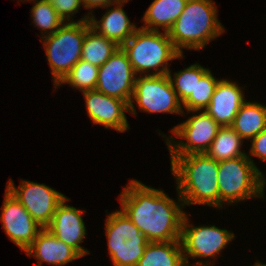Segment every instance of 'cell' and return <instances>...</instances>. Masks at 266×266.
<instances>
[{"instance_id": "6da1fadb", "label": "cell", "mask_w": 266, "mask_h": 266, "mask_svg": "<svg viewBox=\"0 0 266 266\" xmlns=\"http://www.w3.org/2000/svg\"><path fill=\"white\" fill-rule=\"evenodd\" d=\"M123 213L149 242L180 241L185 212L163 191L131 180L120 196ZM178 204V205H177Z\"/></svg>"}, {"instance_id": "7a4b0ae2", "label": "cell", "mask_w": 266, "mask_h": 266, "mask_svg": "<svg viewBox=\"0 0 266 266\" xmlns=\"http://www.w3.org/2000/svg\"><path fill=\"white\" fill-rule=\"evenodd\" d=\"M175 175L178 202L219 207L218 161L206 153L170 156Z\"/></svg>"}, {"instance_id": "3957f363", "label": "cell", "mask_w": 266, "mask_h": 266, "mask_svg": "<svg viewBox=\"0 0 266 266\" xmlns=\"http://www.w3.org/2000/svg\"><path fill=\"white\" fill-rule=\"evenodd\" d=\"M216 14L217 9L211 0H188L183 12L168 31L175 48L182 55V48L200 50L223 33V26Z\"/></svg>"}, {"instance_id": "277c9868", "label": "cell", "mask_w": 266, "mask_h": 266, "mask_svg": "<svg viewBox=\"0 0 266 266\" xmlns=\"http://www.w3.org/2000/svg\"><path fill=\"white\" fill-rule=\"evenodd\" d=\"M150 31L138 28L121 48L127 54L135 74L155 69L152 75H165L171 72L168 62L183 55L175 48L167 32ZM162 66L161 69L159 67ZM159 69V70H158ZM158 70V71H157Z\"/></svg>"}, {"instance_id": "5b68a950", "label": "cell", "mask_w": 266, "mask_h": 266, "mask_svg": "<svg viewBox=\"0 0 266 266\" xmlns=\"http://www.w3.org/2000/svg\"><path fill=\"white\" fill-rule=\"evenodd\" d=\"M249 156L218 162L219 207L255 197L264 198L266 179Z\"/></svg>"}, {"instance_id": "8992f818", "label": "cell", "mask_w": 266, "mask_h": 266, "mask_svg": "<svg viewBox=\"0 0 266 266\" xmlns=\"http://www.w3.org/2000/svg\"><path fill=\"white\" fill-rule=\"evenodd\" d=\"M88 20L87 15L77 22H66L54 34L42 37L55 87L81 59L84 37L91 28Z\"/></svg>"}, {"instance_id": "52a82bcc", "label": "cell", "mask_w": 266, "mask_h": 266, "mask_svg": "<svg viewBox=\"0 0 266 266\" xmlns=\"http://www.w3.org/2000/svg\"><path fill=\"white\" fill-rule=\"evenodd\" d=\"M105 229L108 251L114 266H137L149 243L145 235L123 211L109 214Z\"/></svg>"}, {"instance_id": "ba28073f", "label": "cell", "mask_w": 266, "mask_h": 266, "mask_svg": "<svg viewBox=\"0 0 266 266\" xmlns=\"http://www.w3.org/2000/svg\"><path fill=\"white\" fill-rule=\"evenodd\" d=\"M141 111L148 113H184L182 104L173 89L169 75L144 74L136 77L129 113L136 115L132 100Z\"/></svg>"}, {"instance_id": "9c48e42d", "label": "cell", "mask_w": 266, "mask_h": 266, "mask_svg": "<svg viewBox=\"0 0 266 266\" xmlns=\"http://www.w3.org/2000/svg\"><path fill=\"white\" fill-rule=\"evenodd\" d=\"M6 189L42 228L50 224L56 208L66 198L62 193L44 184L26 180H23L17 189L10 179Z\"/></svg>"}, {"instance_id": "30bf717a", "label": "cell", "mask_w": 266, "mask_h": 266, "mask_svg": "<svg viewBox=\"0 0 266 266\" xmlns=\"http://www.w3.org/2000/svg\"><path fill=\"white\" fill-rule=\"evenodd\" d=\"M221 127L205 111L198 115H193L185 122L176 125L172 132L177 137L184 138L188 142L180 141L175 144L167 137V145L171 156H183L195 153H205L218 130ZM173 145V146H172Z\"/></svg>"}, {"instance_id": "8fae6325", "label": "cell", "mask_w": 266, "mask_h": 266, "mask_svg": "<svg viewBox=\"0 0 266 266\" xmlns=\"http://www.w3.org/2000/svg\"><path fill=\"white\" fill-rule=\"evenodd\" d=\"M136 75L121 47L99 67L95 90L119 98L128 105L133 95Z\"/></svg>"}, {"instance_id": "7c38bea8", "label": "cell", "mask_w": 266, "mask_h": 266, "mask_svg": "<svg viewBox=\"0 0 266 266\" xmlns=\"http://www.w3.org/2000/svg\"><path fill=\"white\" fill-rule=\"evenodd\" d=\"M188 217L184 215L181 230V245L184 259L189 265L188 257H215L235 236L226 229L216 226H189ZM188 256V257H187Z\"/></svg>"}, {"instance_id": "4fadbf2b", "label": "cell", "mask_w": 266, "mask_h": 266, "mask_svg": "<svg viewBox=\"0 0 266 266\" xmlns=\"http://www.w3.org/2000/svg\"><path fill=\"white\" fill-rule=\"evenodd\" d=\"M1 210L0 220L3 223L4 231L11 241L25 251L35 240L42 227L7 189Z\"/></svg>"}, {"instance_id": "5bb4252c", "label": "cell", "mask_w": 266, "mask_h": 266, "mask_svg": "<svg viewBox=\"0 0 266 266\" xmlns=\"http://www.w3.org/2000/svg\"><path fill=\"white\" fill-rule=\"evenodd\" d=\"M89 118L94 124H101L123 132L129 129L124 111H129V105L116 97L105 95L96 90L83 92Z\"/></svg>"}, {"instance_id": "9a60e30c", "label": "cell", "mask_w": 266, "mask_h": 266, "mask_svg": "<svg viewBox=\"0 0 266 266\" xmlns=\"http://www.w3.org/2000/svg\"><path fill=\"white\" fill-rule=\"evenodd\" d=\"M67 200L69 201L66 197L56 208L54 216L46 229L83 257L89 252L79 245L86 234V227L81 216L84 211L65 204Z\"/></svg>"}, {"instance_id": "2e32d148", "label": "cell", "mask_w": 266, "mask_h": 266, "mask_svg": "<svg viewBox=\"0 0 266 266\" xmlns=\"http://www.w3.org/2000/svg\"><path fill=\"white\" fill-rule=\"evenodd\" d=\"M241 88L228 80L217 83L210 104L204 109L220 126H231L240 107L245 102Z\"/></svg>"}, {"instance_id": "e0dca14e", "label": "cell", "mask_w": 266, "mask_h": 266, "mask_svg": "<svg viewBox=\"0 0 266 266\" xmlns=\"http://www.w3.org/2000/svg\"><path fill=\"white\" fill-rule=\"evenodd\" d=\"M25 252L28 256L33 255L38 260V266H41V262L63 266L82 257L75 249L58 240L46 228H42Z\"/></svg>"}, {"instance_id": "ac0fdd59", "label": "cell", "mask_w": 266, "mask_h": 266, "mask_svg": "<svg viewBox=\"0 0 266 266\" xmlns=\"http://www.w3.org/2000/svg\"><path fill=\"white\" fill-rule=\"evenodd\" d=\"M128 0H117L116 8L107 11L102 19L97 21L94 16H89L90 27L98 34L114 41L118 46H122L129 40L135 31L138 29L134 24H131L128 16L124 12L122 4ZM99 31V32H98Z\"/></svg>"}, {"instance_id": "d6986e66", "label": "cell", "mask_w": 266, "mask_h": 266, "mask_svg": "<svg viewBox=\"0 0 266 266\" xmlns=\"http://www.w3.org/2000/svg\"><path fill=\"white\" fill-rule=\"evenodd\" d=\"M188 0H154L146 10L143 21L147 25L142 28L150 31H159L163 28L167 32L183 12ZM155 27V28H154Z\"/></svg>"}, {"instance_id": "ffe728a7", "label": "cell", "mask_w": 266, "mask_h": 266, "mask_svg": "<svg viewBox=\"0 0 266 266\" xmlns=\"http://www.w3.org/2000/svg\"><path fill=\"white\" fill-rule=\"evenodd\" d=\"M137 266H187L181 241L149 242Z\"/></svg>"}, {"instance_id": "44dd1931", "label": "cell", "mask_w": 266, "mask_h": 266, "mask_svg": "<svg viewBox=\"0 0 266 266\" xmlns=\"http://www.w3.org/2000/svg\"><path fill=\"white\" fill-rule=\"evenodd\" d=\"M231 127L242 139H253L266 129V106L245 101Z\"/></svg>"}, {"instance_id": "7402d4cb", "label": "cell", "mask_w": 266, "mask_h": 266, "mask_svg": "<svg viewBox=\"0 0 266 266\" xmlns=\"http://www.w3.org/2000/svg\"><path fill=\"white\" fill-rule=\"evenodd\" d=\"M242 140L231 126L221 127L205 153L218 162L248 156L240 151Z\"/></svg>"}, {"instance_id": "603a6c76", "label": "cell", "mask_w": 266, "mask_h": 266, "mask_svg": "<svg viewBox=\"0 0 266 266\" xmlns=\"http://www.w3.org/2000/svg\"><path fill=\"white\" fill-rule=\"evenodd\" d=\"M119 47L114 41L107 39L90 28L84 37L81 59L100 67Z\"/></svg>"}, {"instance_id": "cb8c5ba5", "label": "cell", "mask_w": 266, "mask_h": 266, "mask_svg": "<svg viewBox=\"0 0 266 266\" xmlns=\"http://www.w3.org/2000/svg\"><path fill=\"white\" fill-rule=\"evenodd\" d=\"M208 71L209 69H206L199 64H194L185 68L183 71L175 73L174 79L172 78L171 73H168L173 89L182 104L191 94H194L197 80H200Z\"/></svg>"}, {"instance_id": "d4e9b609", "label": "cell", "mask_w": 266, "mask_h": 266, "mask_svg": "<svg viewBox=\"0 0 266 266\" xmlns=\"http://www.w3.org/2000/svg\"><path fill=\"white\" fill-rule=\"evenodd\" d=\"M99 67L80 59L59 83L70 84L82 92L95 90Z\"/></svg>"}, {"instance_id": "484cf974", "label": "cell", "mask_w": 266, "mask_h": 266, "mask_svg": "<svg viewBox=\"0 0 266 266\" xmlns=\"http://www.w3.org/2000/svg\"><path fill=\"white\" fill-rule=\"evenodd\" d=\"M31 13L33 23L47 35L54 34L63 24L64 20L58 15L55 8L47 0H35ZM50 32H49V31Z\"/></svg>"}, {"instance_id": "4316f807", "label": "cell", "mask_w": 266, "mask_h": 266, "mask_svg": "<svg viewBox=\"0 0 266 266\" xmlns=\"http://www.w3.org/2000/svg\"><path fill=\"white\" fill-rule=\"evenodd\" d=\"M219 80H216L210 70L200 79L197 80L194 94L183 103L187 112H197L206 108L212 99L215 87Z\"/></svg>"}, {"instance_id": "83f0119b", "label": "cell", "mask_w": 266, "mask_h": 266, "mask_svg": "<svg viewBox=\"0 0 266 266\" xmlns=\"http://www.w3.org/2000/svg\"><path fill=\"white\" fill-rule=\"evenodd\" d=\"M52 4V6L57 11L58 15L63 20H70L72 14L78 12L80 8L81 1L80 0H47ZM71 15V16H70Z\"/></svg>"}, {"instance_id": "f1b7e54d", "label": "cell", "mask_w": 266, "mask_h": 266, "mask_svg": "<svg viewBox=\"0 0 266 266\" xmlns=\"http://www.w3.org/2000/svg\"><path fill=\"white\" fill-rule=\"evenodd\" d=\"M250 153L266 162V129L251 139Z\"/></svg>"}, {"instance_id": "f546056e", "label": "cell", "mask_w": 266, "mask_h": 266, "mask_svg": "<svg viewBox=\"0 0 266 266\" xmlns=\"http://www.w3.org/2000/svg\"><path fill=\"white\" fill-rule=\"evenodd\" d=\"M82 5H84V7L86 9H92V8H96V7H110V5L112 6L113 2H116L117 0H80Z\"/></svg>"}, {"instance_id": "4dcf8cb0", "label": "cell", "mask_w": 266, "mask_h": 266, "mask_svg": "<svg viewBox=\"0 0 266 266\" xmlns=\"http://www.w3.org/2000/svg\"><path fill=\"white\" fill-rule=\"evenodd\" d=\"M203 265H204V266H207L208 264H205L204 262L202 263V262L199 261V262H197L196 265H194V266H203Z\"/></svg>"}, {"instance_id": "1f68e13d", "label": "cell", "mask_w": 266, "mask_h": 266, "mask_svg": "<svg viewBox=\"0 0 266 266\" xmlns=\"http://www.w3.org/2000/svg\"><path fill=\"white\" fill-rule=\"evenodd\" d=\"M254 266H266V264H261L260 262H257Z\"/></svg>"}]
</instances>
